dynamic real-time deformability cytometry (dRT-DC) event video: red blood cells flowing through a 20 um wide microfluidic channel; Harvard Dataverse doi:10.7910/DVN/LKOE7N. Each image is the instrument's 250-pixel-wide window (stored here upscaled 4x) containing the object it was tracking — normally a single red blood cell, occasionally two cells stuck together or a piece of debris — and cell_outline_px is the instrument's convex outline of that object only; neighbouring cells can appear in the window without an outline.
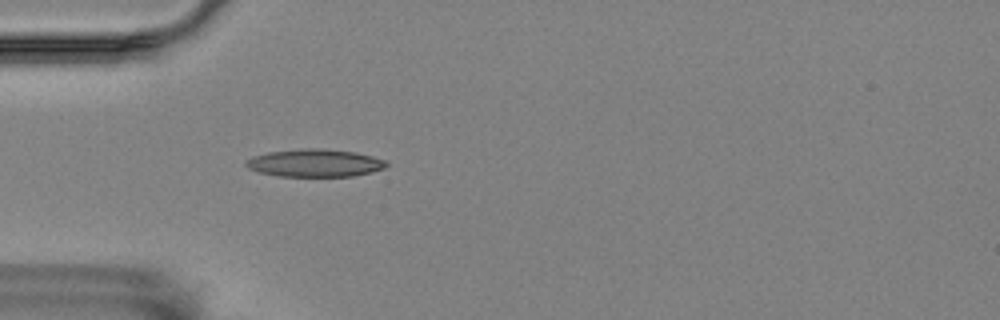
{"species": "Egyptian fruit bat (a non-hibernating species)", "species_latin": "Rousettus aegyptiacus", "temperature_condition": "room temperature", "stored_images_in_passage": 1, "camera_frame_rate_fps": 3000, "um_per_image_px": 0.085, "animal": {"sex": "female"}, "frame": {"image": 1, "passage_image": 1, "time_ms": 0.0, "image_size_px": [1000, 320], "cell_outline_px": [[388, 164], [384, 168], [372, 172], [352, 176], [280, 176], [260, 172], [248, 168], [244, 164], [244, 160], [252, 156], [268, 152], [300, 148], [320, 148], [356, 152], [372, 156], [384, 160]], "centroid_in_image_um": [26.73, 13.84], "position_along_channel_um": 58.3, "area_um2": 22.72}}